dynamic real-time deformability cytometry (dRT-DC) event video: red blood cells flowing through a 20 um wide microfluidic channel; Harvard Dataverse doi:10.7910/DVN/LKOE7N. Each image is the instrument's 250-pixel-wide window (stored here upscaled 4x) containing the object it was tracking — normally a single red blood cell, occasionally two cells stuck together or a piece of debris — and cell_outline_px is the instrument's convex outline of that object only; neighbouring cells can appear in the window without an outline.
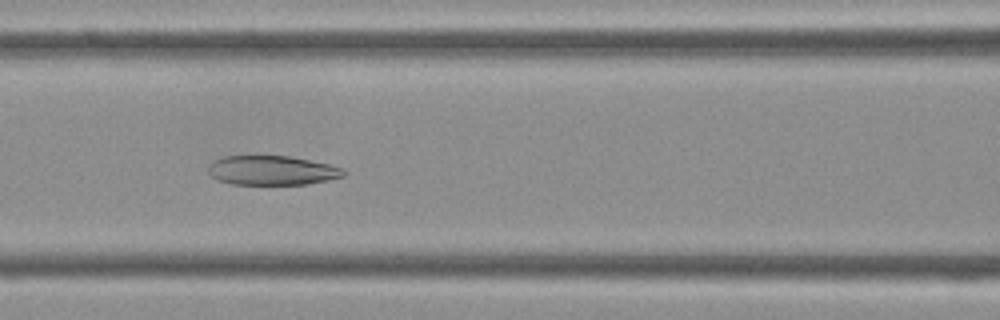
{"species": "Egyptian fruit bat (a non-hibernating species)", "species_latin": "Rousettus aegyptiacus", "temperature_condition": "cold", "stored_images_in_passage": 28, "camera_frame_rate_fps": 3000, "um_per_image_px": 0.085, "frame": {"image": 1, "passage_image": 18, "time_ms": 5.667, "image_size_px": [1000, 320], "cell_outline_px": [[348, 172], [344, 176], [328, 180], [308, 184], [232, 184], [216, 180], [208, 172], [208, 164], [224, 156], [288, 156], [328, 164], [344, 168]], "centroid_in_image_um": [23.13, 14.49], "position_along_channel_um": 143.5, "area_um2": 23.18}}
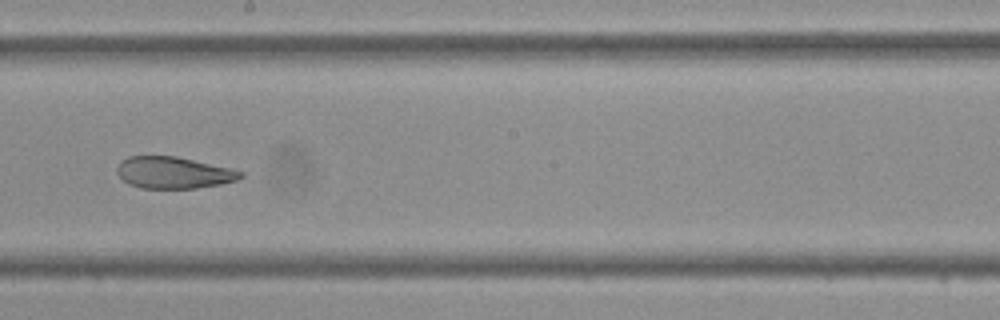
{"frame": {"image": 2, "passage_image": 24, "time_ms": 7.667, "image_size_px": [1000, 320], "cell_outline_px": [[244, 176], [236, 180], [220, 184], [196, 188], [140, 188], [128, 184], [116, 172], [116, 168], [120, 160], [128, 156], [176, 156], [228, 168], [244, 172]], "centroid_in_image_um": [14.7, 14.67], "position_along_channel_um": 233.5, "area_um2": 22.72}}
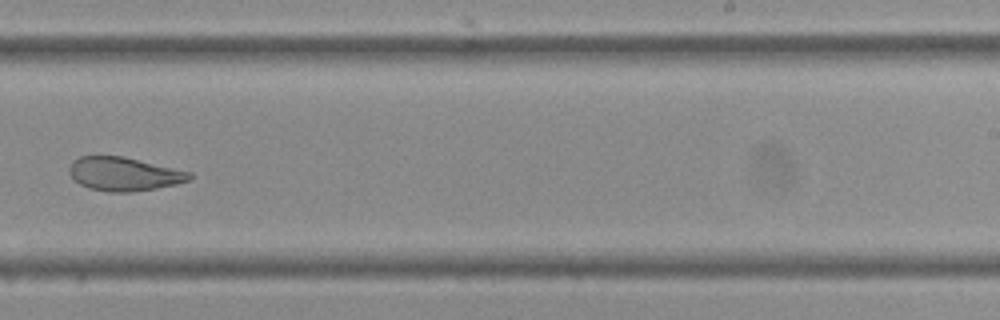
{"frame": {"image": 3, "passage_image": 27, "time_ms": 8.667, "image_size_px": [1000, 320], "cell_outline_px": [[192, 176], [188, 180], [176, 184], [156, 188], [132, 192], [108, 192], [88, 188], [72, 180], [68, 172], [68, 168], [72, 160], [80, 156], [124, 156], [192, 172]], "centroid_in_image_um": [10.49, 14.78], "position_along_channel_um": 278.5, "area_um2": 23.81}}